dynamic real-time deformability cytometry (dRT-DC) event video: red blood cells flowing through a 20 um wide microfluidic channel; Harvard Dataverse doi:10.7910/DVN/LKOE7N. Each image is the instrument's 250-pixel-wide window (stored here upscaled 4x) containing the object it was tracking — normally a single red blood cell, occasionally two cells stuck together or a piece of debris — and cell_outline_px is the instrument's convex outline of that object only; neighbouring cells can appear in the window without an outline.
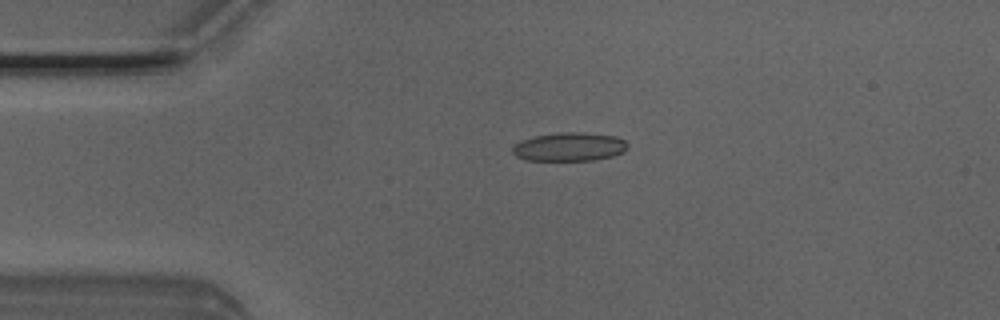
{"species": "Egyptian fruit bat (a non-hibernating species)", "species_latin": "Rousettus aegyptiacus", "temperature_condition": "room temperature", "stored_images_in_passage": 2, "camera_frame_rate_fps": 3000, "um_per_image_px": 0.085, "animal": {"sex": "male"}, "frame": {"image": 1, "passage_image": 1, "time_ms": 0.0, "image_size_px": [1000, 320], "cell_outline_px": [[628, 148], [624, 152], [612, 156], [596, 160], [524, 160], [516, 156], [512, 152], [512, 148], [520, 140], [536, 136], [560, 132], [584, 132], [616, 136], [624, 140], [628, 144]], "centroid_in_image_um": [48.42, 12.48], "position_along_channel_um": 36.6, "area_um2": 19.31}}